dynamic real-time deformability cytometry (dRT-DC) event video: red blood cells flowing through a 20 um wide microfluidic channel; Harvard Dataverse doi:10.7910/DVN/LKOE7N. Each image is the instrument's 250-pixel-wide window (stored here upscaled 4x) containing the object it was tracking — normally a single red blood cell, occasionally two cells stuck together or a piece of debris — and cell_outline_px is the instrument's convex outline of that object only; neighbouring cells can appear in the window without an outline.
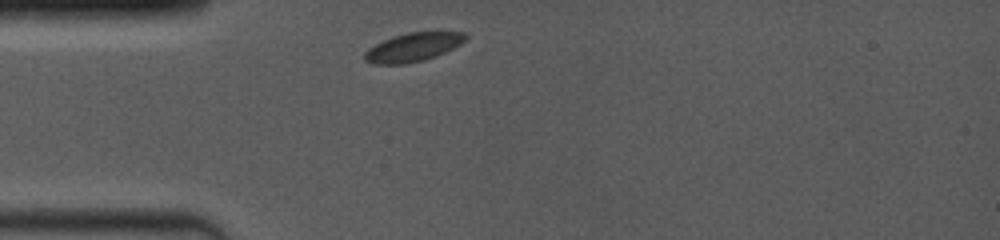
{"species": "common noctule bat (a hibernating species)", "species_latin": "Nyctalus noctula", "temperature_condition": "room temperature", "stored_images_in_passage": 31, "camera_frame_rate_fps": 4000, "um_per_image_px": 0.085, "animal": {"sex": "female", "body_mass_g": 19.0, "forearm_length_mm": 53.3}, "frame": {"image": 1, "passage_image": 1, "time_ms": 0.0, "image_size_px": [1000, 240], "cell_outline_px": [[468, 36], [460, 44], [436, 56], [424, 60], [408, 64], [372, 64], [364, 60], [364, 52], [368, 48], [392, 36], [408, 32], [464, 32]], "centroid_in_image_um": [35.07, 4.02], "position_along_channel_um": 49.9, "area_um2": 16.82}}
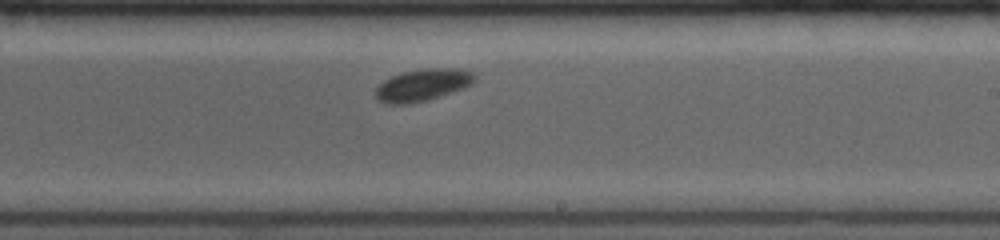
{"frame": {"image": 2, "passage_image": 14, "time_ms": 5.5, "image_size_px": [1000, 240], "cell_outline_px": [[476, 80], [472, 84], [464, 88], [428, 100], [408, 104], [384, 104], [376, 100], [376, 88], [384, 80], [392, 76], [404, 72], [424, 68], [452, 68], [472, 72], [476, 76]], "centroid_in_image_um": [35.92, 7.24], "position_along_channel_um": 253.1, "area_um2": 18.55}}
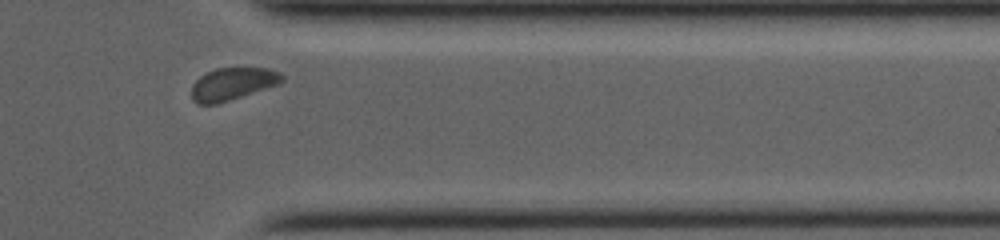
{"frame": {"image": 3, "passage_image": 27, "time_ms": 9.0, "image_size_px": [1000, 240], "cell_outline_px": [[284, 80], [280, 84], [216, 104], [196, 104], [192, 100], [192, 84], [200, 76], [216, 68], [268, 68], [280, 72], [284, 76]], "centroid_in_image_um": [19.78, 7.13], "position_along_channel_um": 391.6, "area_um2": 17.11}, "authors_computed_cell_mechanics": {"area_um2": 17.9758, "velocity_mm_per_s": 3.9265, "shape_relaxation_time_tau1_ms": 0.3883, "shape_relaxation_time_tau2_ms": null, "deformation_change_tau1": 0.0437, "deformation_change_tau2": null}}